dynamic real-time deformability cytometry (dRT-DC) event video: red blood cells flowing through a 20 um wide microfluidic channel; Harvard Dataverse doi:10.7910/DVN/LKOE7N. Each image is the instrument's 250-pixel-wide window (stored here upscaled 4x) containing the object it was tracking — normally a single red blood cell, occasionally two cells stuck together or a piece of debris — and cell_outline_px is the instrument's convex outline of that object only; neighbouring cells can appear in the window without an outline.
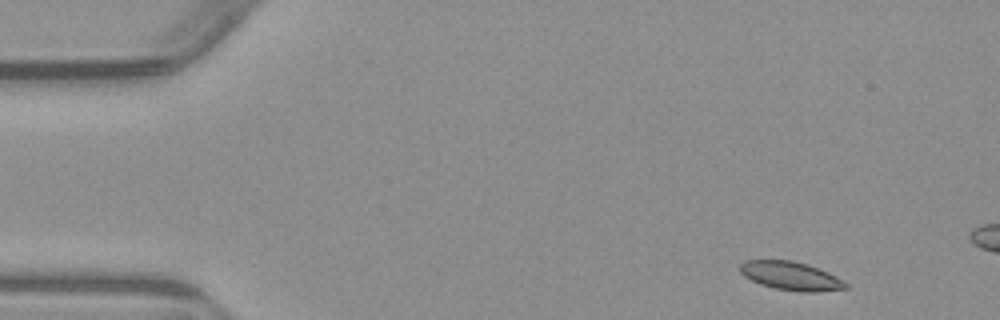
{"species": "common noctule bat (a hibernating species)", "species_latin": "Nyctalus noctula", "temperature_condition": "warm", "stored_images_in_passage": 3, "camera_frame_rate_fps": 3000, "um_per_image_px": 0.085, "animal": {"sex": "male", "body_mass_g": 23.1, "forearm_length_mm": 52.7}, "frame": {"image": 1, "passage_image": 1, "time_ms": 0.0, "image_size_px": [1000, 320], "cell_outline_px": [[848, 288], [816, 292], [800, 292], [776, 288], [760, 284], [744, 276], [740, 272], [740, 264], [744, 260], [792, 260], [808, 264], [828, 272], [844, 280], [848, 284]], "centroid_in_image_um": [67.24, 23.45], "position_along_channel_um": 17.8, "area_um2": 17.63}}